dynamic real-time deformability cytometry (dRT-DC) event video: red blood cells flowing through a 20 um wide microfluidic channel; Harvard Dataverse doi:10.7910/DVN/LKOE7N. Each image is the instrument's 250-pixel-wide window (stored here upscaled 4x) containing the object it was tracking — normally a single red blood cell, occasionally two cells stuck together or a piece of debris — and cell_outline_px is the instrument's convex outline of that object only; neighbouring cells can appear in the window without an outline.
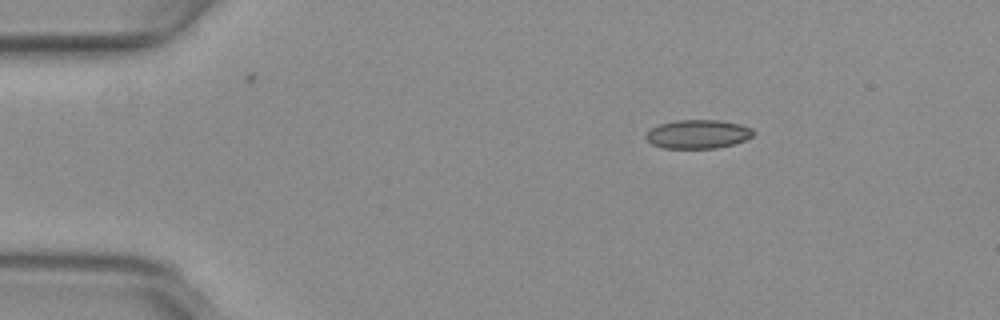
{"species": "common noctule bat (a hibernating species)", "species_latin": "Nyctalus noctula", "temperature_condition": "warm", "stored_images_in_passage": 9, "camera_frame_rate_fps": 3000, "um_per_image_px": 0.085, "animal": {"sex": "female", "body_mass_g": 29.2, "forearm_length_mm": 56.3}, "frame": {"image": 1, "passage_image": 1, "time_ms": 0.0, "image_size_px": [1000, 320], "cell_outline_px": [[756, 132], [752, 136], [744, 140], [732, 144], [716, 148], [664, 148], [652, 144], [644, 136], [652, 128], [660, 124], [676, 120], [720, 120], [740, 124], [752, 128]], "centroid_in_image_um": [59.34, 11.39], "position_along_channel_um": 25.7, "area_um2": 17.92}}